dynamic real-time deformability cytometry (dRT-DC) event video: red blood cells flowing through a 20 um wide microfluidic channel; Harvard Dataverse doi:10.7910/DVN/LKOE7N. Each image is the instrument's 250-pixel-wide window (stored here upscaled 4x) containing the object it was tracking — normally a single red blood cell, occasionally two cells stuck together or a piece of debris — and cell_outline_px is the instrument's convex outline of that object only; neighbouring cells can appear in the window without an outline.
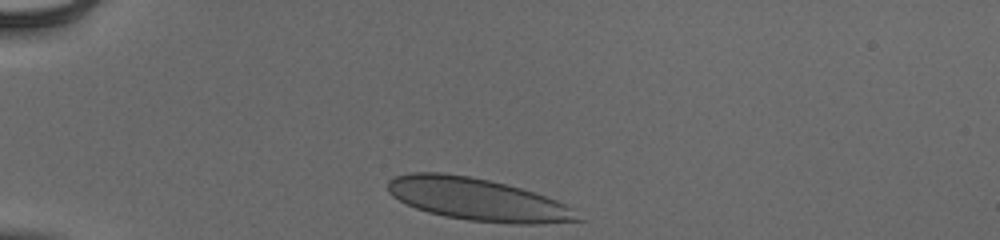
{"species": "human", "species_latin": "Homo sapiens", "temperature_condition": "cold", "stored_images_in_passage": 32, "camera_frame_rate_fps": 3000, "um_per_image_px": 0.085, "donor": {"sex": "male"}, "frame": {"image": 1, "passage_image": 1, "time_ms": 0.0, "image_size_px": [1000, 240], "cell_outline_px": [[584, 220], [536, 224], [512, 224], [468, 220], [444, 216], [428, 212], [416, 208], [392, 196], [388, 192], [388, 180], [396, 176], [412, 172], [440, 172], [468, 176], [488, 180], [520, 188], [556, 200], [572, 208]], "centroid_in_image_um": [40.57, 16.95], "position_along_channel_um": 44.4, "area_um2": 46.53}}
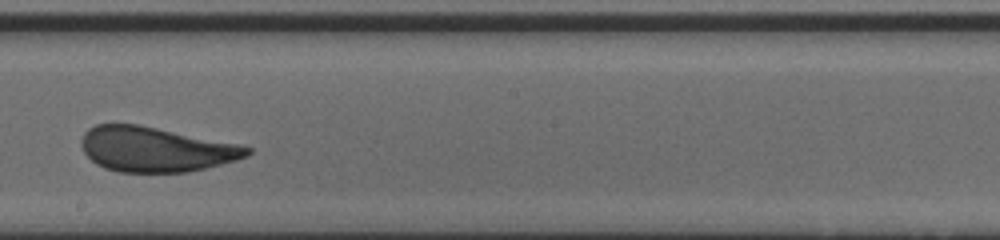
{"frame": {"image": 2, "passage_image": 19, "time_ms": 6.0, "image_size_px": [1000, 240], "cell_outline_px": [[252, 152], [248, 156], [236, 160], [188, 172], [120, 172], [104, 168], [96, 164], [84, 152], [80, 144], [80, 140], [84, 132], [88, 128], [96, 124], [140, 124], [240, 144], [252, 148]], "centroid_in_image_um": [13.22, 12.68], "position_along_channel_um": 235.0, "area_um2": 43.58}}
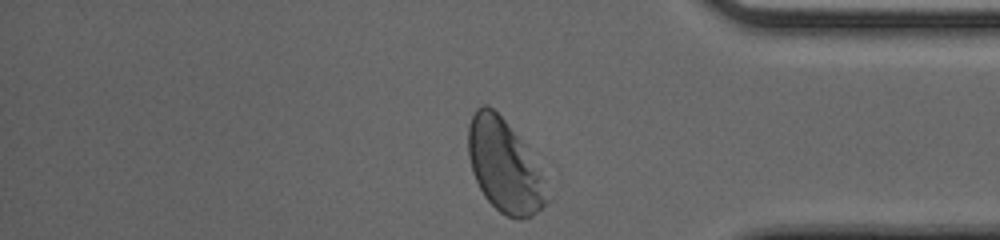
{"frame": {"image": 3, "passage_image": 32, "time_ms": 10.333, "image_size_px": [1000, 240], "cell_outline_px": [[552, 200], [548, 204], [532, 216], [520, 220], [516, 220], [500, 212], [484, 196], [472, 172], [468, 156], [468, 124], [476, 108], [484, 104], [488, 104], [504, 120], [520, 140], [540, 176]], "centroid_in_image_um": [42.83, 14.16], "position_along_channel_um": 392.4, "area_um2": 41.67}, "authors_computed_cell_mechanics": {"area_um2": 44.5638, "velocity_mm_per_s": 3.8973, "shape_relaxation_time_tau1_ms": 4.3664, "shape_relaxation_time_tau2_ms": null, "deformation_change_tau1": 0.1504, "deformation_change_tau2": null}}